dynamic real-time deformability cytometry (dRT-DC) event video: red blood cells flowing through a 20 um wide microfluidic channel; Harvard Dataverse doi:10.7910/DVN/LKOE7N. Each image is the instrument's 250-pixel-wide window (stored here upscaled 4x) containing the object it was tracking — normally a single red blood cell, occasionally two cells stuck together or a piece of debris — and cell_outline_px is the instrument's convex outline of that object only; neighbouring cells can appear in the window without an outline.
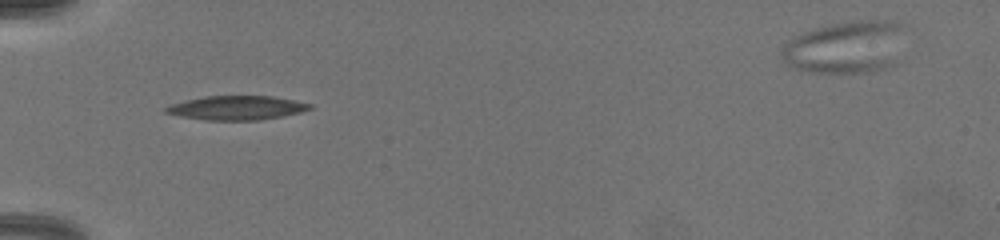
{"species": "common noctule bat (a hibernating species)", "species_latin": "Nyctalus noctula", "temperature_condition": "warm", "stored_images_in_passage": 40, "camera_frame_rate_fps": 3000, "um_per_image_px": 0.085, "animal": {"sex": "female", "body_mass_g": 19.5, "forearm_length_mm": 54.1}, "frame": {"image": 1, "passage_image": 1, "time_ms": 0.0, "image_size_px": [1000, 240], "cell_outline_px": [[312, 108], [300, 112], [284, 116], [256, 120], [208, 120], [180, 116], [164, 112], [164, 108], [172, 104], [204, 96], [272, 96], [312, 104]], "centroid_in_image_um": [20.13, 9.16], "position_along_channel_um": 64.9, "area_um2": 19.94}}
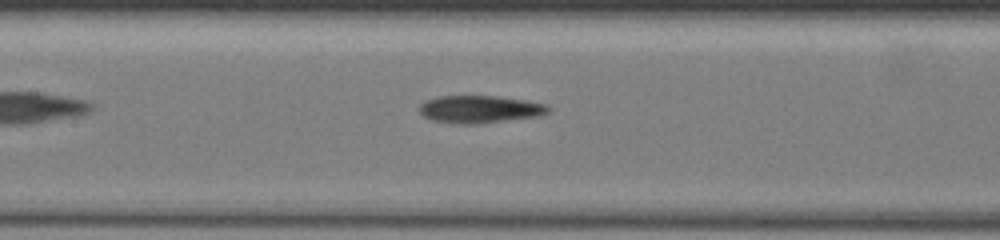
{"frame": {"image": 2, "passage_image": 17, "time_ms": 2.667, "image_size_px": [1000, 240], "cell_outline_px": [[548, 112], [532, 116], [464, 124], [436, 120], [424, 116], [420, 112], [420, 104], [428, 100], [440, 96], [496, 96], [524, 100], [544, 104], [548, 108]], "centroid_in_image_um": [40.71, 9.25], "position_along_channel_um": 166.7, "area_um2": 19.48}}
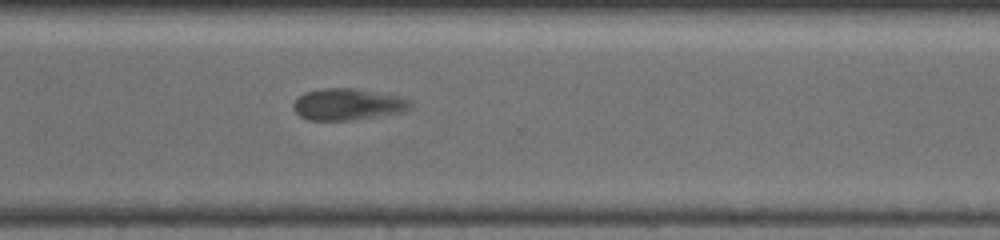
{"frame": {"image": 3, "passage_image": 39, "time_ms": 7.0, "image_size_px": [1000, 240], "cell_outline_px": [[412, 108], [404, 112], [380, 116], [352, 120], [308, 120], [300, 116], [292, 108], [292, 104], [304, 92], [324, 88], [352, 88], [396, 96], [408, 100], [412, 104]], "centroid_in_image_um": [29.54, 8.88], "position_along_channel_um": 341.1, "area_um2": 21.44}}